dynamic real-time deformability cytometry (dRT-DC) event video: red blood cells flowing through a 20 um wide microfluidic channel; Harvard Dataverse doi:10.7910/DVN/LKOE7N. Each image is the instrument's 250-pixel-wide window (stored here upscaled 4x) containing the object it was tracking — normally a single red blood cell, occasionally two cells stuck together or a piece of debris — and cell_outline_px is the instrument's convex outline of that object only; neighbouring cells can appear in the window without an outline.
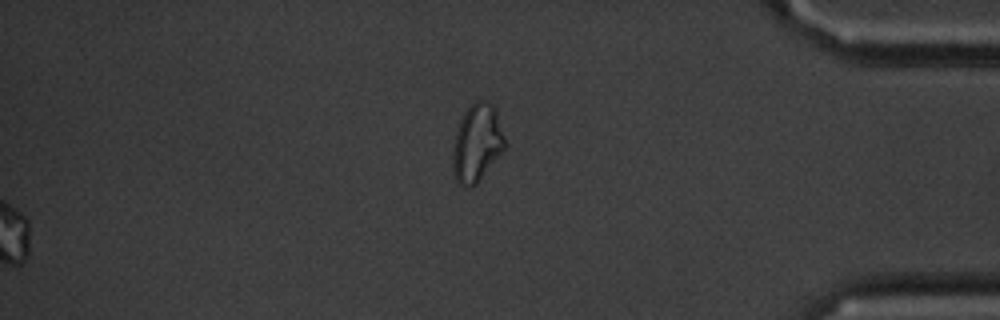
{"species": "common noctule bat (a hibernating species)", "species_latin": "Nyctalus noctula", "temperature_condition": "cold", "stored_images_in_passage": 41, "segment_of_instrument_passage": [2, 2], "camera_frame_rate_fps": 3000, "um_per_image_px": 0.085, "animal": {"sex": "male", "body_mass_g": 20.1, "forearm_length_mm": 53.5}, "frame": {"image": 1, "passage_image": 41, "time_ms": 13.333, "image_size_px": [1000, 320], "cell_outline_px": [[508, 144], [476, 184], [472, 188], [468, 188], [460, 184], [456, 180], [452, 172], [452, 152], [456, 132], [460, 120], [464, 112], [476, 100], [484, 100], [492, 104], [496, 108]], "centroid_in_image_um": [40.55, 12.15], "position_along_channel_um": 394.6, "area_um2": 23.87}}